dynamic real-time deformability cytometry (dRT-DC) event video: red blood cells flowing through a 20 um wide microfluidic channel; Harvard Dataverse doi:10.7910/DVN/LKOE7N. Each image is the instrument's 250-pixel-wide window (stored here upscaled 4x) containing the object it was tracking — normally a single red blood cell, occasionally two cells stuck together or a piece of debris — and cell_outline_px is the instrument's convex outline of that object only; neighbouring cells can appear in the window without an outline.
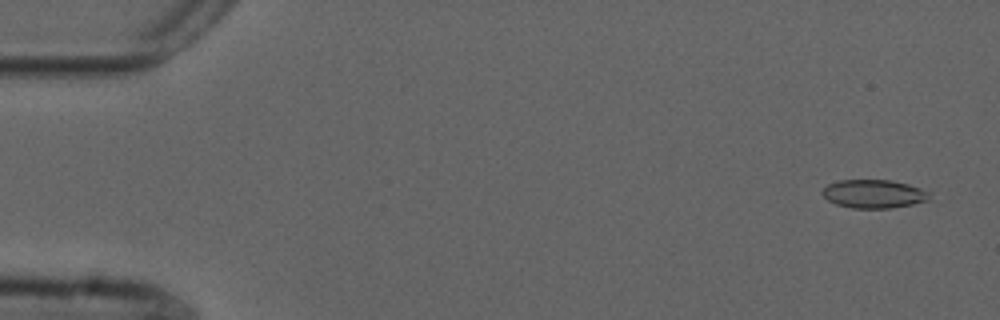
{"species": "common noctule bat (a hibernating species)", "species_latin": "Nyctalus noctula", "temperature_condition": "cold", "stored_images_in_passage": 16, "camera_frame_rate_fps": 3000, "um_per_image_px": 0.085, "animal": {"sex": "male", "forearm_length_mm": 52.5}, "frame": {"image": 1, "passage_image": 3, "time_ms": 0.667, "image_size_px": [1000, 320], "cell_outline_px": [[932, 192], [928, 200], [912, 204], [892, 208], [852, 208], [836, 204], [828, 200], [820, 192], [828, 184], [840, 180], [892, 180], [908, 184]], "centroid_in_image_um": [74.29, 16.48], "position_along_channel_um": 10.7, "area_um2": 17.8}}
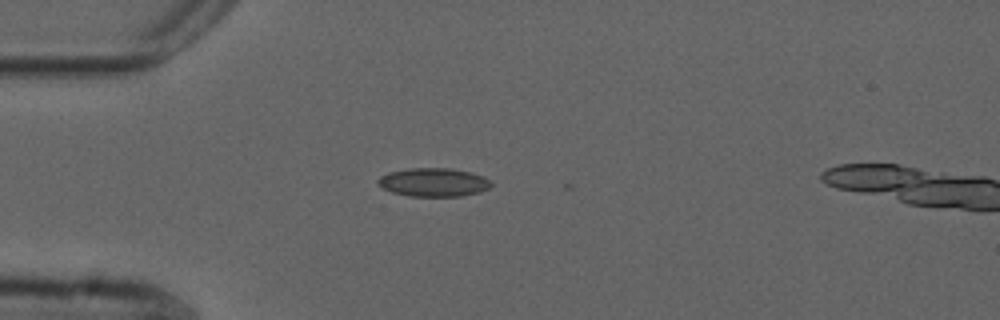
{"frame": {"image": 2, "passage_image": 15, "time_ms": 4.667, "image_size_px": [1000, 320], "cell_outline_px": [[492, 184], [488, 188], [480, 192], [460, 196], [412, 196], [392, 192], [376, 184], [376, 180], [380, 176], [388, 172], [408, 168], [452, 168], [472, 172], [484, 176], [492, 180]], "centroid_in_image_um": [36.86, 15.48], "position_along_channel_um": 48.1, "area_um2": 19.02}}